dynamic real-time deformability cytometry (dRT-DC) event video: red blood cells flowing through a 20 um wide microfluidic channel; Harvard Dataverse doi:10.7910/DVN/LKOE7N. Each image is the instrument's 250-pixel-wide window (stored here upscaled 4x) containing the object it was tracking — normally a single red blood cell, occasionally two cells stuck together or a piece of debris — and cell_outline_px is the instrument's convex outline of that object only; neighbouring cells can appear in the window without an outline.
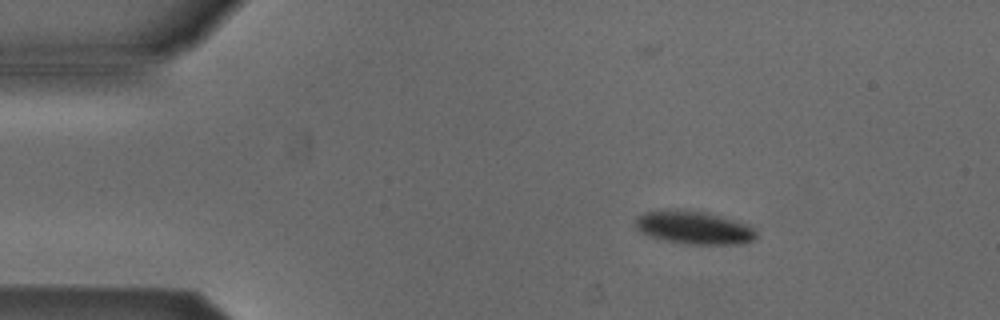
{"species": "Egyptian fruit bat (a non-hibernating species)", "species_latin": "Rousettus aegyptiacus", "temperature_condition": "cold", "stored_images_in_passage": 3, "camera_frame_rate_fps": 3000, "um_per_image_px": 0.085, "animal": {"sex": "male"}, "frame": {"image": 1, "passage_image": 1, "time_ms": 0.0, "image_size_px": [1000, 320], "cell_outline_px": [[756, 236], [752, 240], [744, 244], [684, 244], [652, 236], [640, 232], [636, 228], [636, 220], [644, 212], [676, 208], [700, 212], [748, 224], [756, 228]], "centroid_in_image_um": [59.0, 19.35], "position_along_channel_um": 26.0, "area_um2": 22.95}}
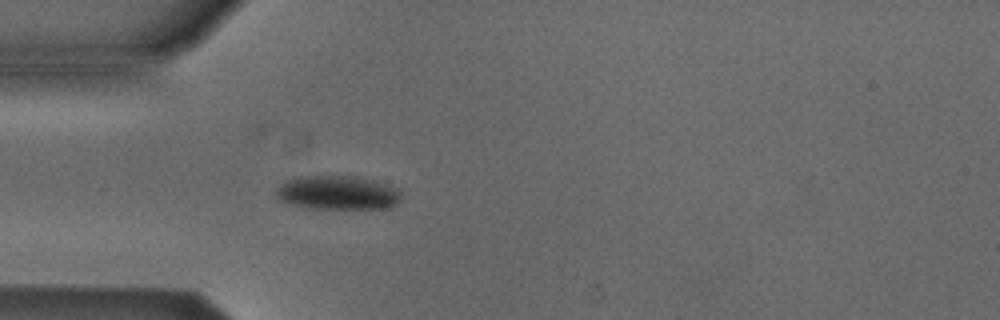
{"frame": {"image": 2, "passage_image": 3, "time_ms": 0.667, "image_size_px": [1000, 320], "cell_outline_px": [[400, 200], [396, 204], [388, 208], [308, 208], [276, 200], [276, 188], [280, 184], [296, 176], [356, 176], [372, 180], [400, 188]], "centroid_in_image_um": [28.68, 16.37], "position_along_channel_um": 56.3, "area_um2": 24.85}}